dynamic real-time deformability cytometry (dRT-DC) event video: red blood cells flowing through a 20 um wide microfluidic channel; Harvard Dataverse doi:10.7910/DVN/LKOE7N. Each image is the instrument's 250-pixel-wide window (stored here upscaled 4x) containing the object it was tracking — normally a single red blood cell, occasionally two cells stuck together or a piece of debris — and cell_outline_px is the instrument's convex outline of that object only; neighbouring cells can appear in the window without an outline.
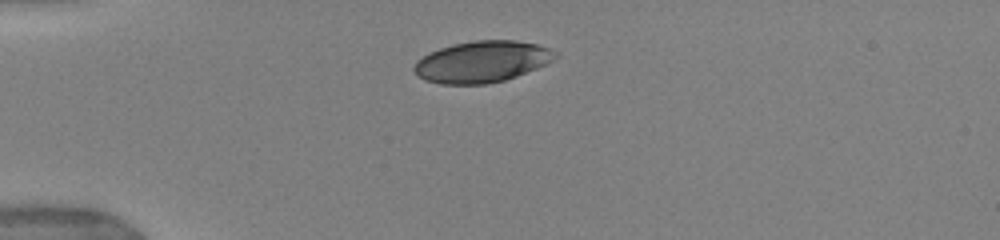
{"species": "human", "species_latin": "Homo sapiens", "temperature_condition": "warm", "stored_images_in_passage": 41, "camera_frame_rate_fps": 3000, "um_per_image_px": 0.085, "donor": {"sex": "female"}, "frame": {"image": 1, "passage_image": 1, "time_ms": 0.0, "image_size_px": [1000, 240], "cell_outline_px": [[560, 56], [536, 68], [516, 76], [504, 80], [488, 84], [440, 84], [424, 80], [416, 76], [412, 68], [416, 60], [428, 52], [440, 48], [456, 44], [476, 40], [516, 40], [536, 44], [548, 48], [556, 52]], "centroid_in_image_um": [40.92, 5.25], "position_along_channel_um": 44.1, "area_um2": 34.1}}